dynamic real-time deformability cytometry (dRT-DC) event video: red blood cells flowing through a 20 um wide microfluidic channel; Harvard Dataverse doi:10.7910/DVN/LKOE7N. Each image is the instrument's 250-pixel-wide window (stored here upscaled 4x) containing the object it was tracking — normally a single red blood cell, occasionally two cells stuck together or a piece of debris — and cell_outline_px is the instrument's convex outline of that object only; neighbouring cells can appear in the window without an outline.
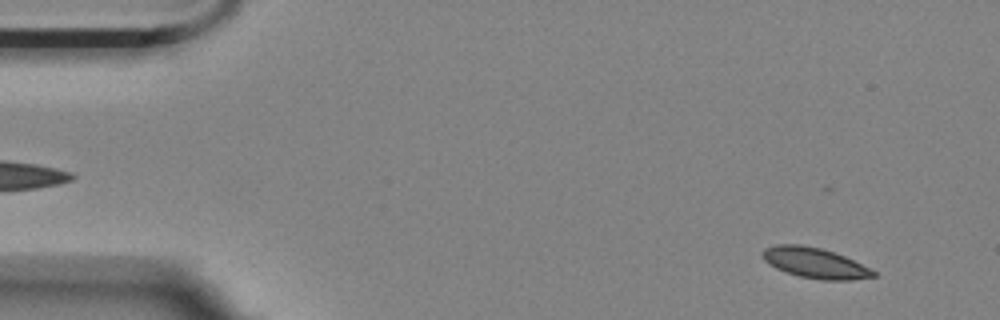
{"species": "Egyptian fruit bat (a non-hibernating species)", "species_latin": "Rousettus aegyptiacus", "temperature_condition": "room temperature", "stored_images_in_passage": 56, "camera_frame_rate_fps": 3000, "um_per_image_px": 0.085, "animal": {"sex": "female"}, "frame": {"image": 1, "passage_image": 4, "time_ms": 1.0, "image_size_px": [1000, 320], "cell_outline_px": [[876, 276], [848, 280], [820, 280], [800, 276], [776, 268], [768, 264], [764, 260], [760, 252], [764, 248], [776, 244], [800, 244], [820, 248], [844, 256], [876, 272]], "centroid_in_image_um": [69.2, 22.34], "position_along_channel_um": 15.8, "area_um2": 19.42}}
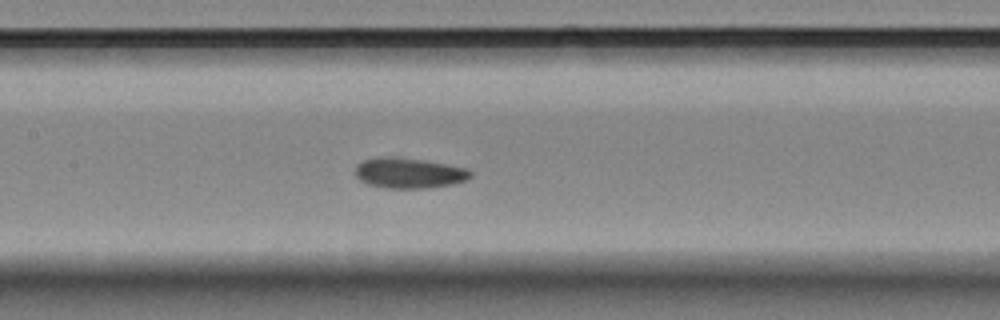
{"frame": {"image": 2, "passage_image": 26, "time_ms": 8.333, "image_size_px": [1000, 320], "cell_outline_px": [[472, 176], [468, 180], [452, 184], [428, 188], [388, 188], [368, 184], [360, 180], [356, 176], [356, 164], [364, 160], [380, 156], [400, 156], [424, 160], [468, 168], [472, 172]], "centroid_in_image_um": [34.78, 14.69], "position_along_channel_um": 172.6, "area_um2": 20.69}}
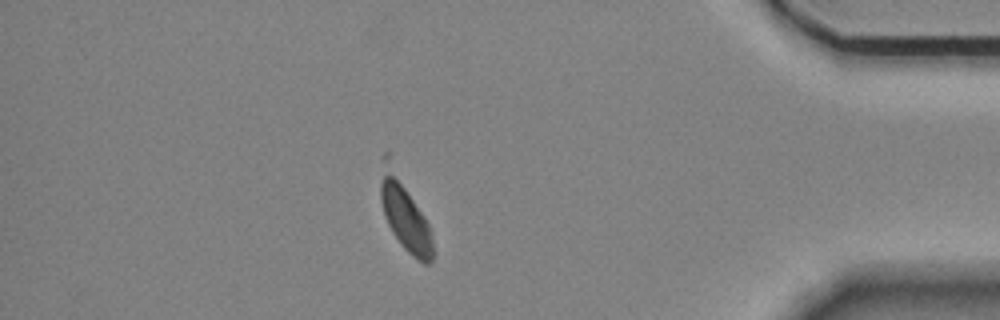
{"frame": {"image": 3, "passage_image": 49, "time_ms": 16.0, "image_size_px": [1000, 320], "cell_outline_px": [[432, 260], [428, 264], [424, 264], [412, 256], [404, 248], [392, 232], [384, 216], [380, 200], [380, 184], [384, 176], [392, 176], [404, 188], [424, 216], [428, 224], [432, 240]], "centroid_in_image_um": [34.5, 18.71], "position_along_channel_um": 400.7, "area_um2": 18.67}, "authors_computed_cell_mechanics": {"area_um2": 20.0277, "velocity_mm_per_s": 3.4907, "shape_relaxation_time_tau1_ms": 3.5928, "shape_relaxation_time_tau2_ms": 3.7658, "deformation_change_tau1": 0.0719, "deformation_change_tau2": 0.0594}}